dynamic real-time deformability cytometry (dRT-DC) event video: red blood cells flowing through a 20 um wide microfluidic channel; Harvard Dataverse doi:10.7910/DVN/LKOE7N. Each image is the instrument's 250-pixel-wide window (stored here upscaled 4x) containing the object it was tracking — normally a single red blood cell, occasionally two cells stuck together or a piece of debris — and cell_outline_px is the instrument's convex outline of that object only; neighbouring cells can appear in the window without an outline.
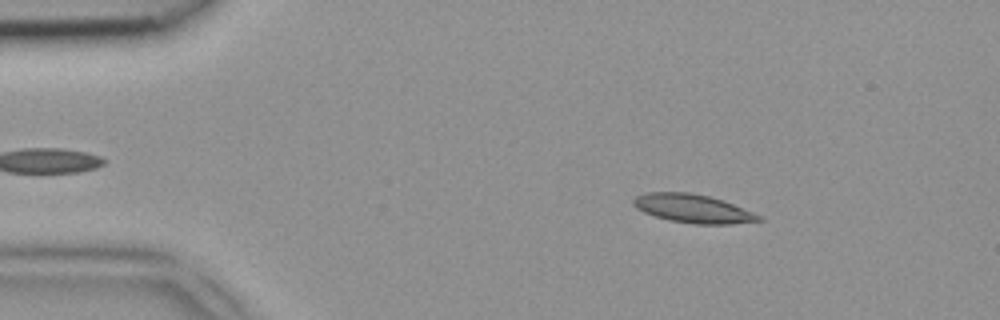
{"species": "common noctule bat (a hibernating species)", "species_latin": "Nyctalus noctula", "temperature_condition": "room temperature", "stored_images_in_passage": 46, "camera_frame_rate_fps": 3000, "um_per_image_px": 0.085, "animal": {"sex": "female", "body_mass_g": 18.4}, "frame": {"image": 1, "passage_image": 7, "time_ms": 2.0, "image_size_px": [1000, 320], "cell_outline_px": [[764, 220], [732, 224], [696, 224], [668, 220], [644, 212], [636, 208], [632, 204], [632, 200], [636, 196], [644, 192], [688, 192], [708, 196], [724, 200], [752, 212], [760, 216]], "centroid_in_image_um": [58.87, 17.72], "position_along_channel_um": 26.1, "area_um2": 20.81}}
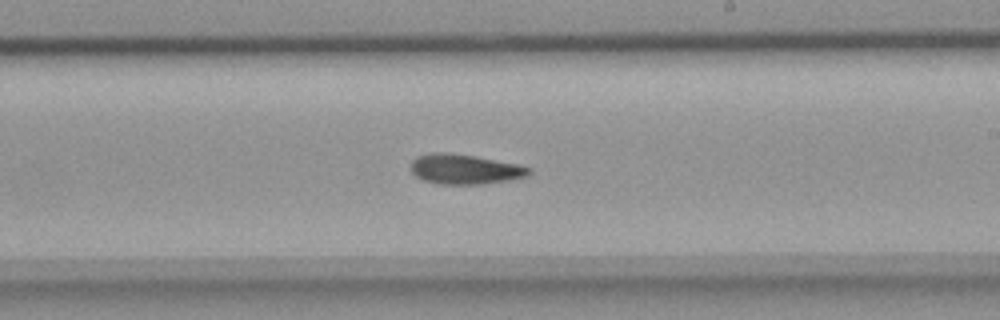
{"frame": {"image": 2, "passage_image": 27, "time_ms": 8.667, "image_size_px": [1000, 320], "cell_outline_px": [[532, 172], [524, 176], [508, 180], [484, 184], [440, 184], [424, 180], [416, 176], [412, 172], [412, 160], [416, 156], [432, 152], [448, 152], [476, 156], [520, 164], [532, 168]], "centroid_in_image_um": [39.52, 14.37], "position_along_channel_um": 249.5, "area_um2": 20.69}}
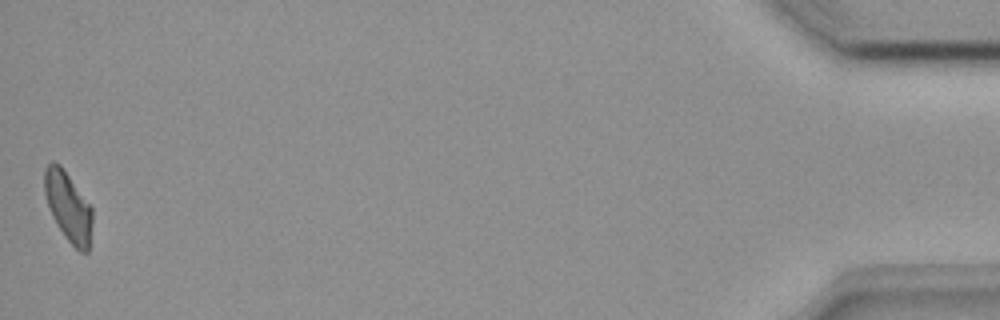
{"frame": {"image": 3, "passage_image": 46, "time_ms": 15.0, "image_size_px": [1000, 320], "cell_outline_px": [[92, 224], [88, 252], [80, 252], [64, 236], [56, 224], [52, 216], [44, 192], [44, 168], [48, 164], [60, 164], [92, 208]], "centroid_in_image_um": [5.79, 17.59], "position_along_channel_um": 429.4, "area_um2": 19.07}}